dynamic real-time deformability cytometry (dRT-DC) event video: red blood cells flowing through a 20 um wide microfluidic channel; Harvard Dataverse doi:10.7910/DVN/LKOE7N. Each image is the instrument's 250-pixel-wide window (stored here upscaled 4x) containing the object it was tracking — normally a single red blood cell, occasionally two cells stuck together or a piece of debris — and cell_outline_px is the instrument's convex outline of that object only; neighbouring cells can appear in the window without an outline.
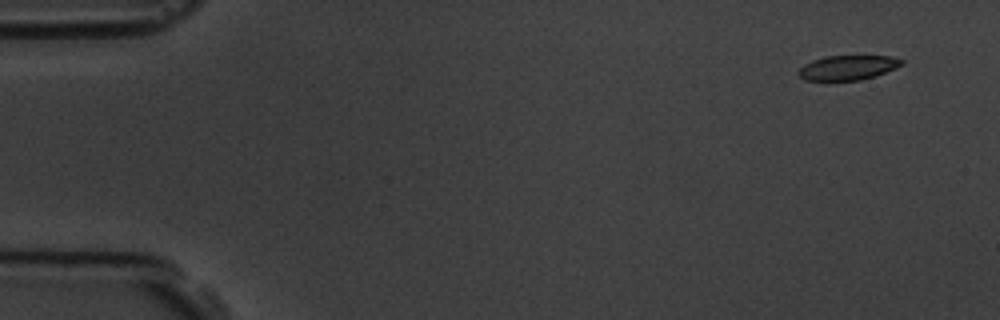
{"species": "common noctule bat (a hibernating species)", "species_latin": "Nyctalus noctula", "temperature_condition": "room temperature", "stored_images_in_passage": 5, "camera_frame_rate_fps": 3000, "um_per_image_px": 0.085, "animal": {"sex": "male", "body_mass_g": 19.5, "forearm_length_mm": 54.6}, "frame": {"image": 1, "passage_image": 1, "time_ms": 0.0, "image_size_px": [1000, 320], "cell_outline_px": [[904, 64], [896, 68], [876, 76], [860, 80], [804, 80], [796, 72], [804, 64], [812, 60], [824, 56], [892, 56], [904, 60]], "centroid_in_image_um": [72.08, 5.74], "position_along_channel_um": 12.9, "area_um2": 14.91}}
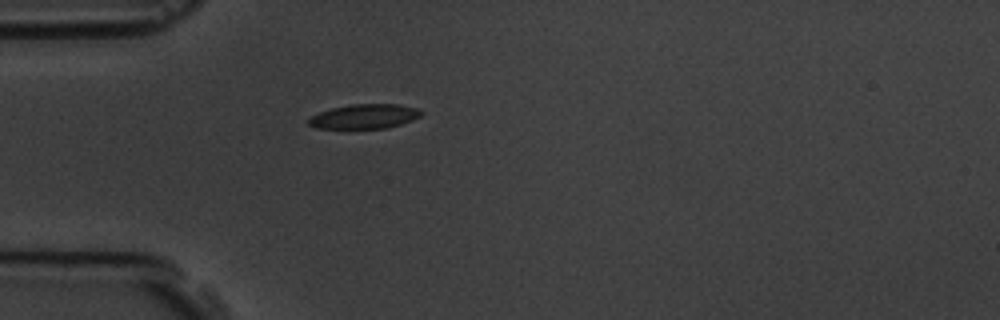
{"frame": {"image": 2, "passage_image": 5, "time_ms": 4.333, "image_size_px": [1000, 320], "cell_outline_px": [[424, 112], [420, 116], [412, 120], [388, 128], [316, 128], [308, 124], [308, 120], [312, 116], [320, 112], [332, 108], [352, 104], [396, 104], [416, 108]], "centroid_in_image_um": [30.99, 9.89], "position_along_channel_um": 54.0, "area_um2": 15.9}}